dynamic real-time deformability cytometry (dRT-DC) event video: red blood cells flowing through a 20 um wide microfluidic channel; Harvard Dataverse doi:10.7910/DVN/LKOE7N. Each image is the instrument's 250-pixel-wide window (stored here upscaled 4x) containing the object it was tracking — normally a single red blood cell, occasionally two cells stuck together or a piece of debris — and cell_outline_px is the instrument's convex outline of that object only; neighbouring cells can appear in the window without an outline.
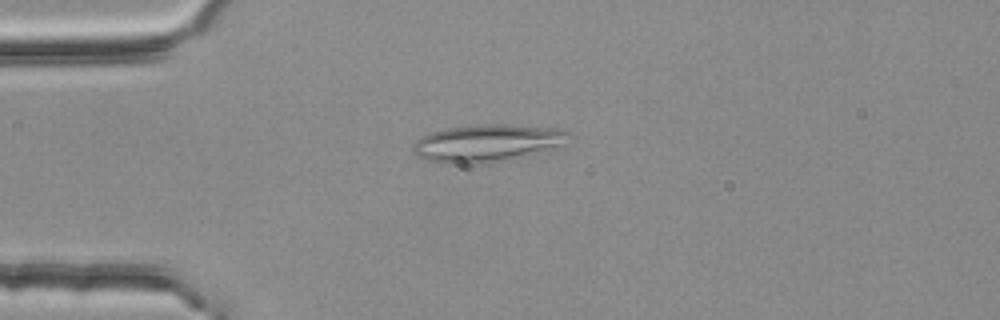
{"species": "common noctule bat (a hibernating species)", "species_latin": "Nyctalus noctula", "temperature_condition": "room temperature", "stored_images_in_passage": 4, "camera_frame_rate_fps": 3000, "um_per_image_px": 0.085, "animal": {"sex": "female", "body_mass_g": 25.1}, "frame": {"image": 1, "passage_image": 3, "time_ms": 0.667, "image_size_px": [1000, 320], "cell_outline_px": [[568, 132], [556, 144], [512, 160], [488, 164], [460, 164], [428, 160], [412, 152], [412, 144], [416, 140], [432, 132], [448, 128], [480, 124], [504, 124], [556, 128]], "centroid_in_image_um": [41.24, 12.17], "position_along_channel_um": 43.8, "area_um2": 32.95}}